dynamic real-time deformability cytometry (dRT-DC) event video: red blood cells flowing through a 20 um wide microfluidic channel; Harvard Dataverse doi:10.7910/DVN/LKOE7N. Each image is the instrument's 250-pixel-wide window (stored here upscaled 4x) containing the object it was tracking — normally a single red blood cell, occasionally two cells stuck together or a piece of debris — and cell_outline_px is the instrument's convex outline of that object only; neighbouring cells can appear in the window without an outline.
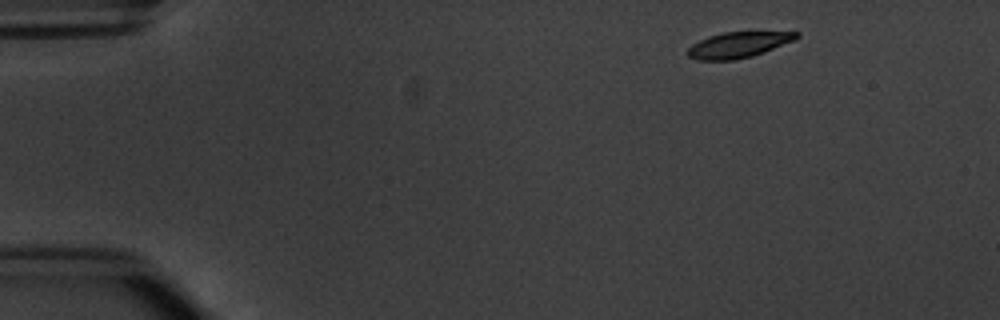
{"species": "common noctule bat (a hibernating species)", "species_latin": "Nyctalus noctula", "temperature_condition": "warm", "stored_images_in_passage": 3, "camera_frame_rate_fps": 3000, "um_per_image_px": 0.085, "animal": {"sex": "male", "body_mass_g": 20.1, "forearm_length_mm": 53.5}, "frame": {"image": 1, "passage_image": 1, "time_ms": 0.0, "image_size_px": [1000, 320], "cell_outline_px": [[800, 36], [796, 40], [764, 52], [752, 56], [732, 60], [696, 60], [688, 56], [688, 48], [692, 44], [708, 36], [724, 32], [800, 32]], "centroid_in_image_um": [62.77, 3.81], "position_along_channel_um": 22.2, "area_um2": 16.3}}